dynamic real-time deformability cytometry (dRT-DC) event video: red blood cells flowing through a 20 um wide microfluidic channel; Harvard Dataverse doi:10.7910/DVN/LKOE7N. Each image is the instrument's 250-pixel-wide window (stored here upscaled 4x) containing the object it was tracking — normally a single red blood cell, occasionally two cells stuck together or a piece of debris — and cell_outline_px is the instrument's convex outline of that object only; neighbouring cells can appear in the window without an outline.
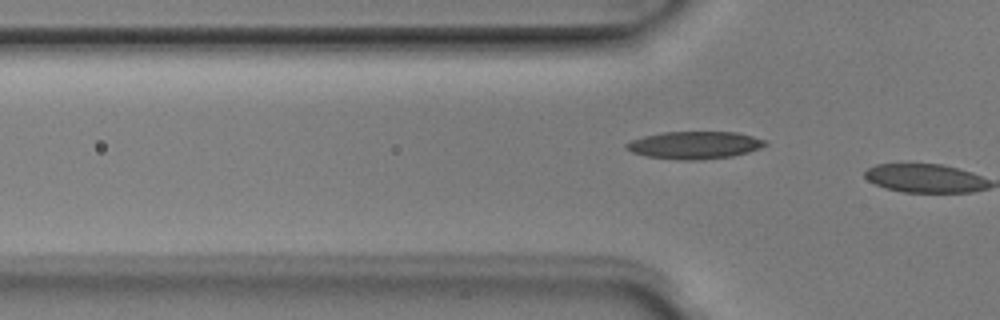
{"species": "Egyptian fruit bat (a non-hibernating species)", "species_latin": "Rousettus aegyptiacus", "temperature_condition": "room temperature", "stored_images_in_passage": 4, "camera_frame_rate_fps": 3000, "um_per_image_px": 0.085, "animal": {"sex": "male"}, "frame": {"image": 1, "passage_image": 4, "time_ms": 1.0, "image_size_px": [1000, 320], "cell_outline_px": [[768, 144], [760, 148], [748, 152], [732, 156], [704, 160], [680, 160], [648, 156], [632, 152], [624, 148], [624, 144], [632, 140], [644, 136], [664, 132], [736, 132], [768, 140]], "centroid_in_image_um": [59.06, 12.34], "position_along_channel_um": 66.7, "area_um2": 22.31}}